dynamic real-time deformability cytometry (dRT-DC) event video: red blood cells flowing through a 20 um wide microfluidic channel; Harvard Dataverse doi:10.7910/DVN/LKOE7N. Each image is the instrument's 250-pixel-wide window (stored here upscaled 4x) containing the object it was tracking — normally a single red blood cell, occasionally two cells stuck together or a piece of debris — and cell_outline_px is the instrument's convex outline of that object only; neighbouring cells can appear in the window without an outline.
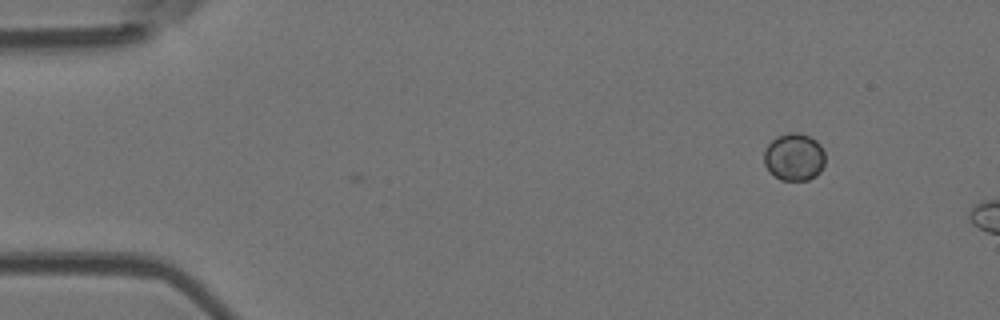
{"species": "Egyptian fruit bat (a non-hibernating species)", "species_latin": "Rousettus aegyptiacus", "temperature_condition": "room temperature", "stored_images_in_passage": 3, "camera_frame_rate_fps": 3000, "um_per_image_px": 0.085, "animal": {"sex": "female"}, "frame": {"image": 1, "passage_image": 3, "time_ms": 0.667, "image_size_px": [1000, 320], "cell_outline_px": [[824, 164], [820, 172], [816, 176], [808, 180], [780, 180], [764, 164], [764, 148], [776, 136], [788, 132], [800, 132], [816, 140], [820, 144], [824, 152]], "centroid_in_image_um": [67.51, 13.32], "position_along_channel_um": 17.5, "area_um2": 16.99}}